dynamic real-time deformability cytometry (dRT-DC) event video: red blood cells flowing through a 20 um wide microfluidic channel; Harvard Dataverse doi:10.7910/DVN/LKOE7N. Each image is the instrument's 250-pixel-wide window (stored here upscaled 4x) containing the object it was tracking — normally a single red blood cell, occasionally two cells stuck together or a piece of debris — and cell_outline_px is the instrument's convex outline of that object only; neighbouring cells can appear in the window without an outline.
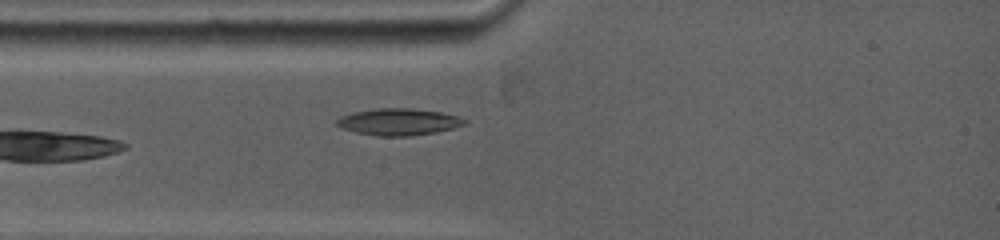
{"species": "common noctule bat (a hibernating species)", "species_latin": "Nyctalus noctula", "temperature_condition": "warm", "stored_images_in_passage": 4, "camera_frame_rate_fps": 5000, "um_per_image_px": 0.085, "animal": {"sex": "female", "body_mass_g": 19.0, "forearm_length_mm": 53.3}, "frame": {"image": 1, "passage_image": 4, "time_ms": 2.4, "image_size_px": [1000, 240], "cell_outline_px": [[468, 124], [436, 132], [412, 136], [376, 136], [356, 132], [344, 128], [336, 124], [336, 120], [340, 116], [352, 112], [376, 108], [412, 108], [440, 112], [460, 116], [468, 120]], "centroid_in_image_um": [33.92, 10.35], "position_along_channel_um": 51.1, "area_um2": 20.11}}